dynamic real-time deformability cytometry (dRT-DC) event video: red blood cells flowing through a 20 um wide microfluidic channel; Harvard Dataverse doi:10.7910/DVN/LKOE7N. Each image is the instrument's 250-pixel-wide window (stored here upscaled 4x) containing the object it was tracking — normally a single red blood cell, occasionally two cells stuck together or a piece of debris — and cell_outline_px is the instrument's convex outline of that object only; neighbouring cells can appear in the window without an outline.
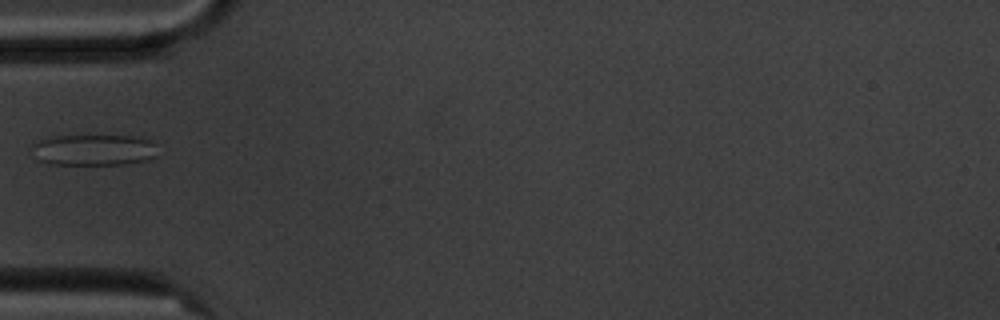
{"species": "common noctule bat (a hibernating species)", "species_latin": "Nyctalus noctula", "temperature_condition": "cold", "stored_images_in_passage": 9, "camera_frame_rate_fps": 3000, "um_per_image_px": 0.085, "animal": {"sex": "male", "body_mass_g": 20.1, "forearm_length_mm": 53.5}, "frame": {"image": 1, "passage_image": 4, "time_ms": 4.333, "image_size_px": [1000, 320], "cell_outline_px": [[156, 156], [148, 160], [124, 164], [48, 164], [36, 160], [32, 144], [48, 136], [140, 136], [152, 140], [156, 144]], "centroid_in_image_um": [7.99, 12.74], "position_along_channel_um": 77.0, "area_um2": 23.06}}